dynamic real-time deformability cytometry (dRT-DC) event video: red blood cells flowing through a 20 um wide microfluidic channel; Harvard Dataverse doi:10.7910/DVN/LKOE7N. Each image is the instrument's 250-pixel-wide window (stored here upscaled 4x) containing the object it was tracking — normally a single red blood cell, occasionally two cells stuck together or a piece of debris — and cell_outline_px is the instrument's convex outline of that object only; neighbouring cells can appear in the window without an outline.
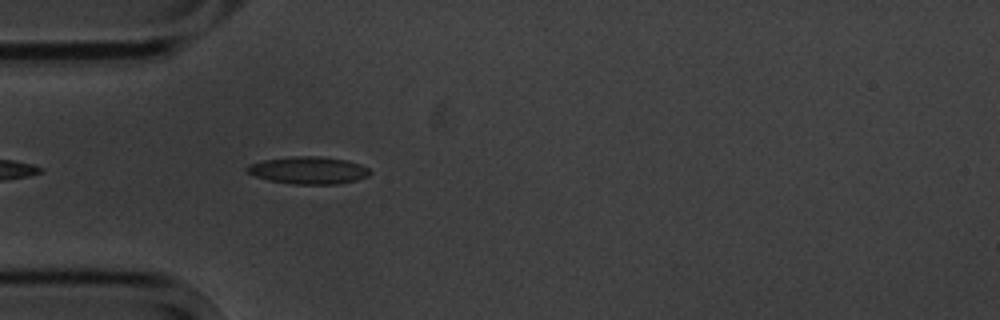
{"species": "common noctule bat (a hibernating species)", "species_latin": "Nyctalus noctula", "temperature_condition": "cold", "stored_images_in_passage": 5, "camera_frame_rate_fps": 3000, "um_per_image_px": 0.085, "animal": {"sex": "male", "body_mass_g": 20.1, "forearm_length_mm": 53.5}, "frame": {"image": 1, "passage_image": 5, "time_ms": 4.667, "image_size_px": [1000, 320], "cell_outline_px": [[372, 172], [368, 176], [356, 180], [336, 184], [292, 184], [268, 180], [256, 176], [248, 172], [244, 168], [248, 164], [264, 160], [292, 156], [320, 156], [348, 160], [360, 164], [368, 168]], "centroid_in_image_um": [26.22, 14.47], "position_along_channel_um": 58.8, "area_um2": 19.65}}